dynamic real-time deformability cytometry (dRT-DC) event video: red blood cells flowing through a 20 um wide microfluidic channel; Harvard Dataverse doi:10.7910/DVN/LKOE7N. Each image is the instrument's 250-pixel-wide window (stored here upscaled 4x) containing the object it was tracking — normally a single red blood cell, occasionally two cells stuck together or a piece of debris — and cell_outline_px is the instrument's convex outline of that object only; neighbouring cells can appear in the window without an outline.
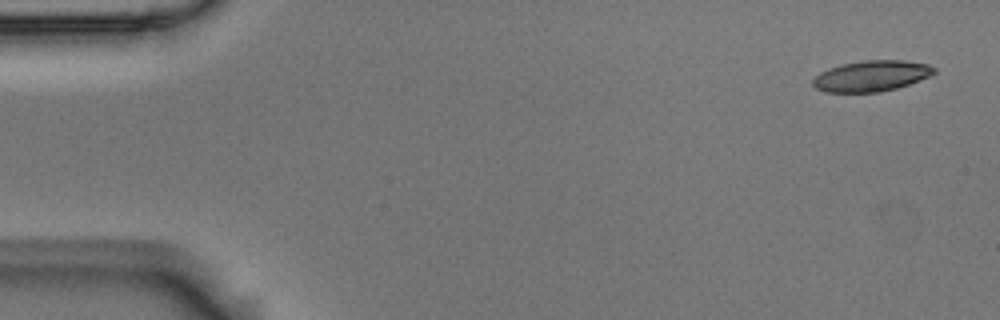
{"species": "Egyptian fruit bat (a non-hibernating species)", "species_latin": "Rousettus aegyptiacus", "temperature_condition": "room temperature", "stored_images_in_passage": 5, "camera_frame_rate_fps": 3000, "um_per_image_px": 0.085, "animal": {"sex": "male"}, "frame": {"image": 1, "passage_image": 1, "time_ms": 0.0, "image_size_px": [1000, 320], "cell_outline_px": [[936, 72], [920, 80], [896, 88], [880, 92], [824, 92], [816, 88], [812, 84], [812, 80], [820, 72], [828, 68], [840, 64], [864, 60], [904, 60], [928, 64], [936, 68]], "centroid_in_image_um": [74.05, 6.45], "position_along_channel_um": 10.9, "area_um2": 21.85}}
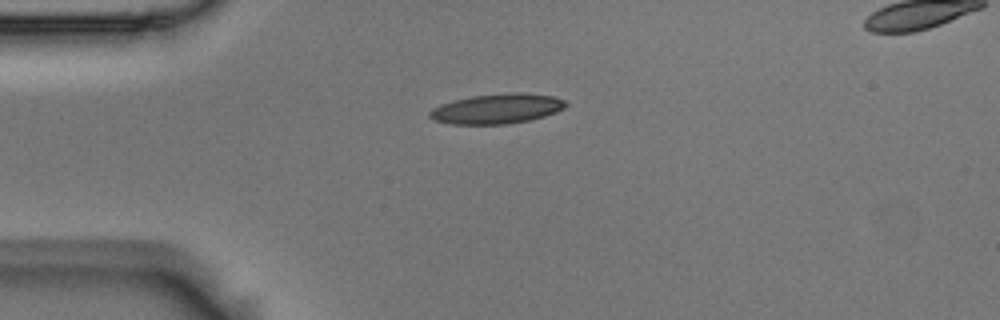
{"frame": {"image": 2, "passage_image": 4, "time_ms": 1.0, "image_size_px": [1000, 320], "cell_outline_px": [[568, 104], [564, 108], [556, 112], [544, 116], [528, 120], [508, 124], [452, 124], [436, 120], [428, 116], [428, 112], [432, 108], [440, 104], [472, 96], [516, 92], [524, 92], [552, 96], [564, 100]], "centroid_in_image_um": [42.25, 9.24], "position_along_channel_um": 42.8, "area_um2": 23.58}}